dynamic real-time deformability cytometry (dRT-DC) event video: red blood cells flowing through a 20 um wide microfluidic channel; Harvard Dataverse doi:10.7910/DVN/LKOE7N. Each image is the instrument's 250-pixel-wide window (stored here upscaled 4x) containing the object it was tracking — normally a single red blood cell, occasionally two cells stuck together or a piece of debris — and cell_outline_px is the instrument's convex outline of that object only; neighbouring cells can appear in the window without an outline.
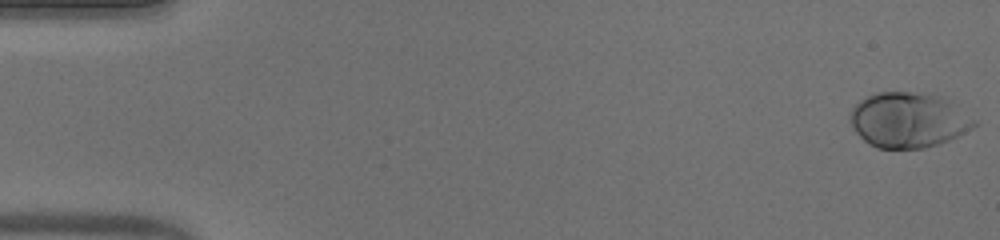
{"species": "human", "species_latin": "Homo sapiens", "temperature_condition": "warm", "stored_images_in_passage": 13, "camera_frame_rate_fps": 3000, "um_per_image_px": 0.085, "donor": {"sex": "male"}, "frame": {"image": 1, "passage_image": 1, "time_ms": 0.0, "image_size_px": [1000, 240], "cell_outline_px": [[976, 124], [972, 128], [948, 140], [924, 148], [876, 148], [864, 140], [856, 132], [848, 116], [852, 108], [860, 100], [876, 92], [912, 92], [936, 96], [976, 120]], "centroid_in_image_um": [77.13, 10.22], "position_along_channel_um": 7.9, "area_um2": 38.9}}